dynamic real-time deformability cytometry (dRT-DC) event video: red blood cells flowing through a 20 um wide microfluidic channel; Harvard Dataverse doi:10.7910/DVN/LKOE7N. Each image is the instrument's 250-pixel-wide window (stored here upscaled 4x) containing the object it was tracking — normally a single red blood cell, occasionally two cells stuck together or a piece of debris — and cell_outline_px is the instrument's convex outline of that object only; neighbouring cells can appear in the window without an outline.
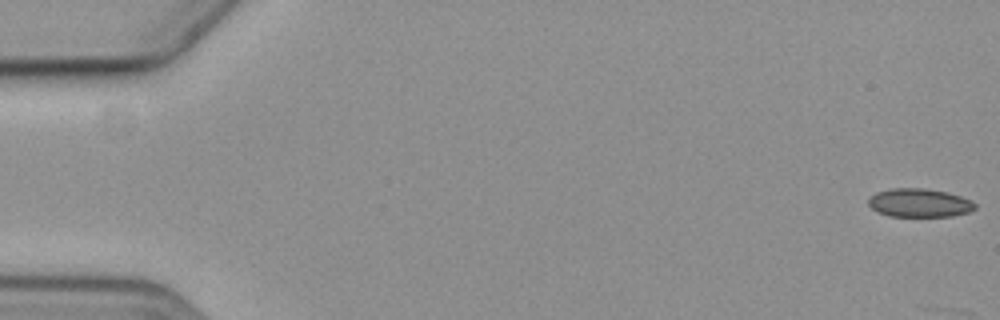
{"species": "common noctule bat (a hibernating species)", "species_latin": "Nyctalus noctula", "temperature_condition": "cold", "stored_images_in_passage": 6, "camera_frame_rate_fps": 3000, "um_per_image_px": 0.085, "animal": {"sex": "female", "body_mass_g": 19.3, "forearm_length_mm": 54.1}, "frame": {"image": 1, "passage_image": 1, "time_ms": 0.0, "image_size_px": [1000, 320], "cell_outline_px": [[976, 208], [968, 212], [952, 216], [888, 216], [872, 208], [868, 204], [868, 200], [876, 192], [888, 188], [924, 188], [948, 192], [960, 196], [976, 204]], "centroid_in_image_um": [78.13, 17.23], "position_along_channel_um": 6.9, "area_um2": 17.63}}
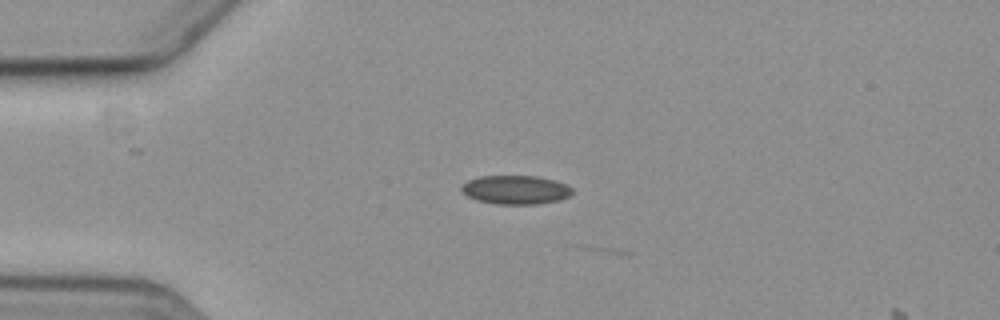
{"frame": {"image": 2, "passage_image": 5, "time_ms": 4.667, "image_size_px": [1000, 320], "cell_outline_px": [[572, 192], [568, 196], [556, 200], [536, 204], [496, 204], [476, 200], [468, 196], [460, 188], [468, 180], [480, 176], [536, 176], [552, 180], [564, 184], [572, 188]], "centroid_in_image_um": [43.79, 16.13], "position_along_channel_um": 41.2, "area_um2": 18.26}}